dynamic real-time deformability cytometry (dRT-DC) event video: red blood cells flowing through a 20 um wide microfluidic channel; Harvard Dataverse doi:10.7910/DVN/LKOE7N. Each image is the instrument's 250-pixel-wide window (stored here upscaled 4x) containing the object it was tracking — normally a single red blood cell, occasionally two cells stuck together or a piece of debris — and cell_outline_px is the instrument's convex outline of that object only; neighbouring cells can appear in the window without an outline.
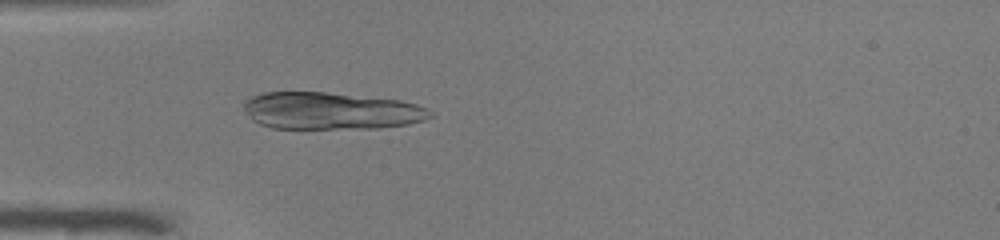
{"species": "common noctule bat (a hibernating species)", "species_latin": "Nyctalus noctula", "temperature_condition": "warm", "stored_images_in_passage": 37, "camera_frame_rate_fps": 3000, "um_per_image_px": 0.085, "animal": {"sex": "male", "body_mass_g": 19.0, "forearm_length_mm": 50.8}, "frame": {"image": 1, "passage_image": 2, "time_ms": 0.333, "image_size_px": [1000, 240], "cell_outline_px": [[436, 116], [424, 120], [408, 124], [380, 128], [272, 128], [260, 124], [252, 120], [244, 108], [244, 100], [252, 96], [264, 92], [324, 92], [400, 100], [416, 104], [428, 108]], "centroid_in_image_um": [28.16, 9.42], "position_along_channel_um": 56.8, "area_um2": 40.4}}